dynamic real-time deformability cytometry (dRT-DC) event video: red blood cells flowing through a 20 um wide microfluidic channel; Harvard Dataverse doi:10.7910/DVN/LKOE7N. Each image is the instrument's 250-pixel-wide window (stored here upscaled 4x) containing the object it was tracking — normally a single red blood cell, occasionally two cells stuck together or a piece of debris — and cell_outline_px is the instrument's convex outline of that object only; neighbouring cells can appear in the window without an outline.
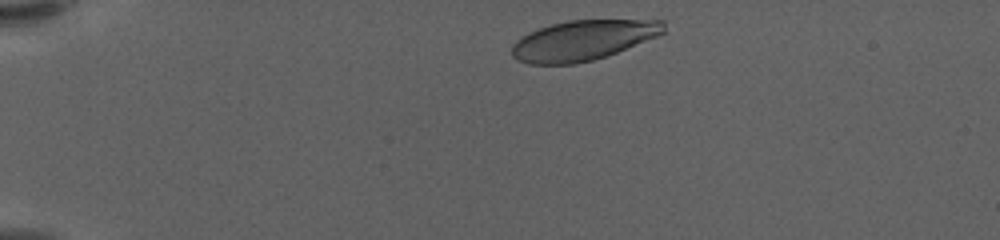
{"species": "human", "species_latin": "Homo sapiens", "temperature_condition": "warm", "stored_images_in_passage": 41, "camera_frame_rate_fps": 3000, "um_per_image_px": 0.085, "donor": {"sex": "female"}, "frame": {"image": 1, "passage_image": 2, "time_ms": 0.333, "image_size_px": [1000, 240], "cell_outline_px": [[664, 32], [656, 36], [616, 52], [592, 60], [572, 64], [528, 64], [516, 60], [512, 56], [512, 44], [516, 40], [528, 32], [552, 24], [568, 20], [664, 20]], "centroid_in_image_um": [49.49, 3.42], "position_along_channel_um": 35.5, "area_um2": 35.14}}
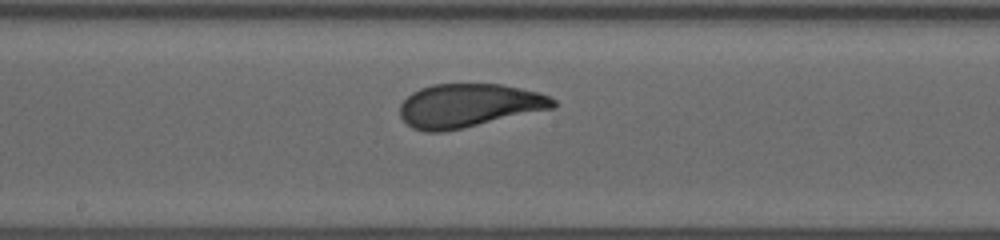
{"frame": {"image": 2, "passage_image": 23, "time_ms": 7.333, "image_size_px": [1000, 240], "cell_outline_px": [[556, 108], [460, 128], [440, 132], [424, 132], [412, 128], [400, 116], [400, 104], [412, 92], [420, 88], [432, 84], [500, 84], [540, 92], [556, 100]], "centroid_in_image_um": [39.85, 8.96], "position_along_channel_um": 208.4, "area_um2": 38.78}}
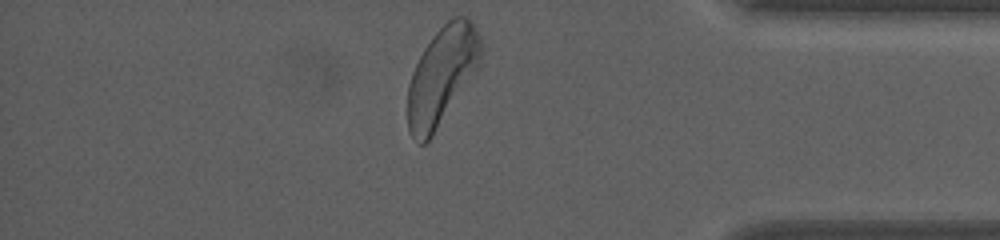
{"frame": {"image": 3, "passage_image": 41, "time_ms": 13.333, "image_size_px": [1000, 240], "cell_outline_px": [[484, 52], [480, 68], [432, 136], [424, 144], [420, 144], [408, 132], [408, 84], [412, 72], [424, 48], [432, 36], [448, 20], [456, 16], [468, 16], [476, 24], [480, 36]], "centroid_in_image_um": [37.62, 6.4], "position_along_channel_um": 397.6, "area_um2": 42.48}, "authors_computed_cell_mechanics": {"area_um2": 38.9572, "velocity_mm_per_s": 3.502, "shape_relaxation_time_tau1_ms": 2.9684, "shape_relaxation_time_tau2_ms": 0.6721, "deformation_change_tau1": 0.1574, "deformation_change_tau2": 0.0658}}